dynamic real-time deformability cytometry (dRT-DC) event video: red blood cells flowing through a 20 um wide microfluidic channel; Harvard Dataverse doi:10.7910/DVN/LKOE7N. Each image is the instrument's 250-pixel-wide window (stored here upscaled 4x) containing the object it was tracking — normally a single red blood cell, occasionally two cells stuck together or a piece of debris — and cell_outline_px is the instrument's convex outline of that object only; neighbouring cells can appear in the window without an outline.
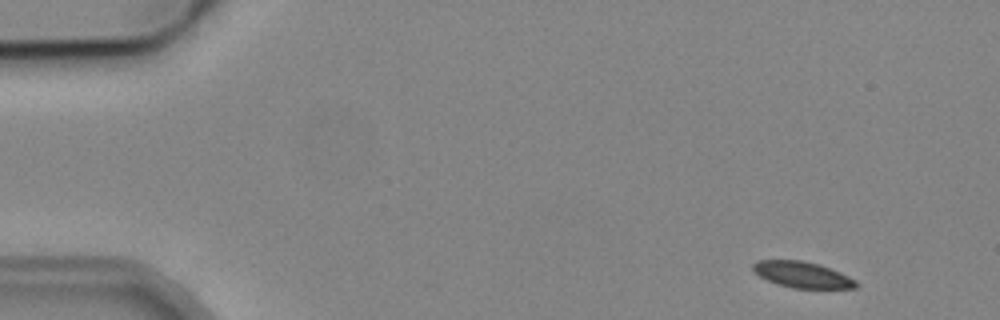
{"species": "common noctule bat (a hibernating species)", "species_latin": "Nyctalus noctula", "temperature_condition": "cold", "stored_images_in_passage": 4, "camera_frame_rate_fps": 3000, "um_per_image_px": 0.085, "animal": {"sex": "male", "body_mass_g": 19.2, "forearm_length_mm": 51.8}, "frame": {"image": 1, "passage_image": 1, "time_ms": 0.0, "image_size_px": [1000, 320], "cell_outline_px": [[860, 284], [856, 288], [792, 288], [776, 284], [760, 276], [752, 268], [752, 264], [756, 260], [800, 260], [820, 264], [840, 272], [856, 280]], "centroid_in_image_um": [68.21, 23.35], "position_along_channel_um": 16.8, "area_um2": 15.72}}
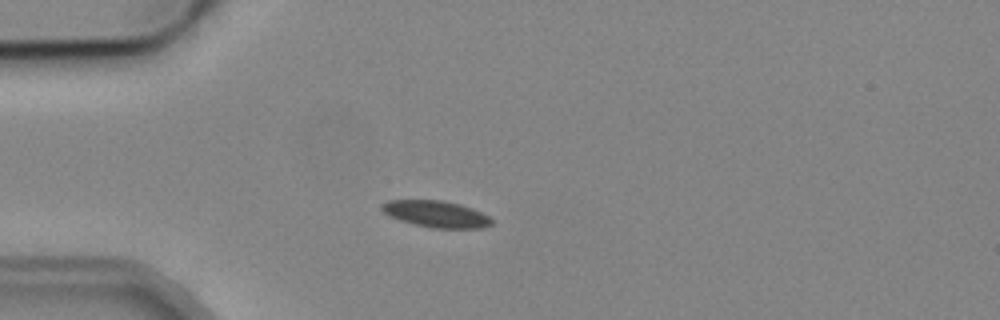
{"frame": {"image": 2, "passage_image": 4, "time_ms": 3.333, "image_size_px": [1000, 320], "cell_outline_px": [[492, 224], [484, 228], [432, 228], [412, 224], [388, 216], [380, 208], [388, 200], [440, 200], [460, 204], [472, 208], [488, 216], [492, 220]], "centroid_in_image_um": [37.06, 18.2], "position_along_channel_um": 47.9, "area_um2": 16.99}}